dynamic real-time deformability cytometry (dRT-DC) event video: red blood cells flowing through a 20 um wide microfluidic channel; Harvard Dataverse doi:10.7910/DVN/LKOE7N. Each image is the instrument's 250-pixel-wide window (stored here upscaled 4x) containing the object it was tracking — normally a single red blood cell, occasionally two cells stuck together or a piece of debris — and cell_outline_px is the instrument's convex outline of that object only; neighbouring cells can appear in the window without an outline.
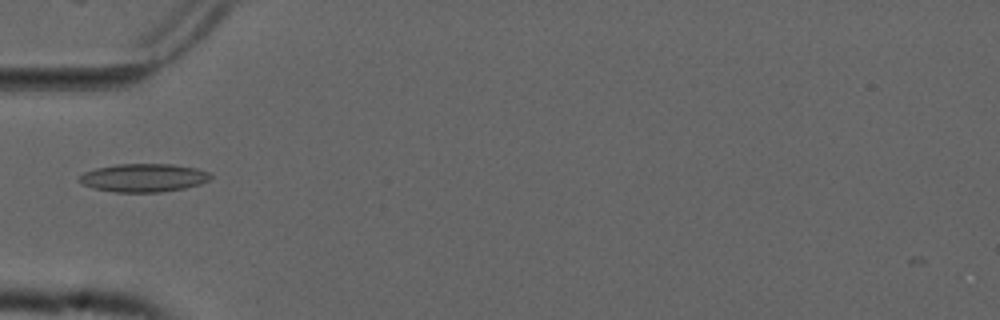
{"species": "common noctule bat (a hibernating species)", "species_latin": "Nyctalus noctula", "temperature_condition": "cold", "stored_images_in_passage": 5, "camera_frame_rate_fps": 3000, "um_per_image_px": 0.085, "animal": {"sex": "male", "forearm_length_mm": 52.5}, "frame": {"image": 1, "passage_image": 5, "time_ms": 1.333, "image_size_px": [1000, 320], "cell_outline_px": [[212, 176], [208, 180], [200, 184], [184, 188], [160, 192], [112, 192], [80, 184], [80, 176], [84, 172], [96, 168], [116, 164], [172, 164], [196, 168], [212, 172]], "centroid_in_image_um": [12.23, 15.1], "position_along_channel_um": 72.8, "area_um2": 21.62}}